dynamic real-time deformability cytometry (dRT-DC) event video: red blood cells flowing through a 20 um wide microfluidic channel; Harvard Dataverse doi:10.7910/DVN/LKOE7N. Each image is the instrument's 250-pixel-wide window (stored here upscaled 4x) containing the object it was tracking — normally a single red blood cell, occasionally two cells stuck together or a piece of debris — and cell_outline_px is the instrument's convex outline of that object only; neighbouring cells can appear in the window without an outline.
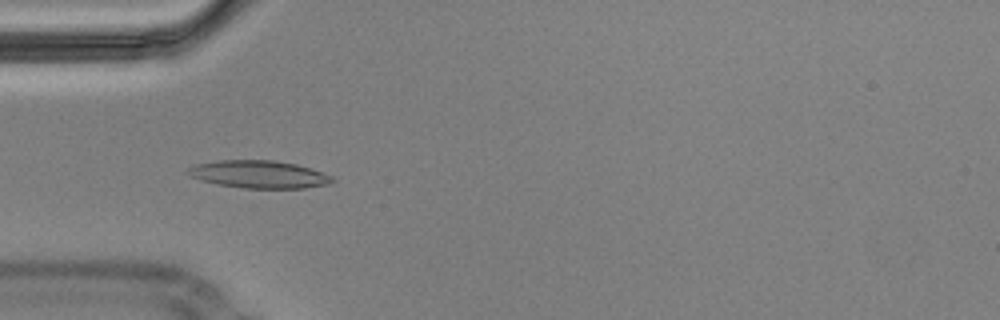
{"species": "Egyptian fruit bat (a non-hibernating species)", "species_latin": "Rousettus aegyptiacus", "temperature_condition": "cold", "stored_images_in_passage": 55, "camera_frame_rate_fps": 3000, "um_per_image_px": 0.085, "animal": {"sex": "male"}, "frame": {"image": 1, "passage_image": 16, "time_ms": 5.0, "image_size_px": [1000, 320], "cell_outline_px": [[336, 180], [332, 184], [304, 188], [244, 188], [216, 184], [188, 176], [184, 172], [188, 168], [196, 164], [216, 160], [272, 160], [296, 164], [332, 176]], "centroid_in_image_um": [21.98, 14.82], "position_along_channel_um": 63.0, "area_um2": 23.35}, "authors_computed_cell_mechanics": {"area_um2": 22.0796, "velocity_mm_per_s": 3.5605, "shape_relaxation_time_tau1_ms": null, "shape_relaxation_time_tau2_ms": 1.6189, "deformation_change_tau1": null, "deformation_change_tau2": 0.0611}}